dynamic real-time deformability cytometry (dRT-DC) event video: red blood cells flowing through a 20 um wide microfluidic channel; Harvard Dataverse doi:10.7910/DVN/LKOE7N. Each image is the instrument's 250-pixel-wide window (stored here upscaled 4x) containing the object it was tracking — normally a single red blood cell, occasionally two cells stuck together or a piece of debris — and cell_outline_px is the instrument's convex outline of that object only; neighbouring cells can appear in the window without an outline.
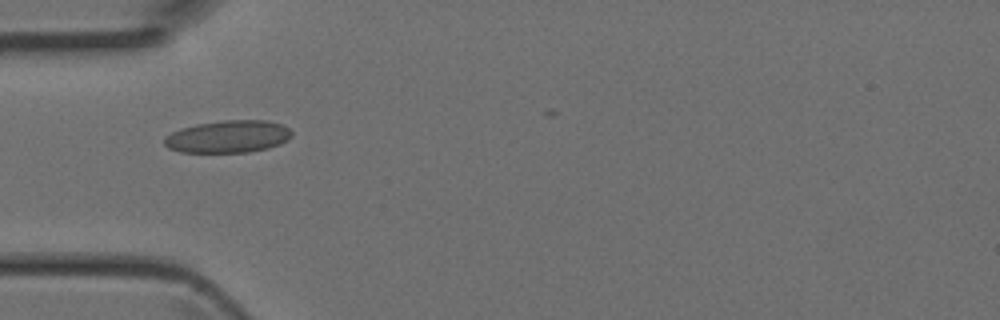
{"species": "Egyptian fruit bat (a non-hibernating species)", "species_latin": "Rousettus aegyptiacus", "temperature_condition": "room temperature", "stored_images_in_passage": 4, "camera_frame_rate_fps": 3000, "um_per_image_px": 0.085, "animal": {"sex": "female"}, "frame": {"image": 1, "passage_image": 3, "time_ms": 0.667, "image_size_px": [1000, 320], "cell_outline_px": [[292, 136], [288, 140], [280, 144], [268, 148], [248, 152], [180, 152], [168, 148], [164, 144], [164, 136], [180, 128], [196, 124], [224, 120], [268, 120], [280, 124], [288, 128], [292, 132]], "centroid_in_image_um": [19.38, 11.61], "position_along_channel_um": 65.6, "area_um2": 24.16}}